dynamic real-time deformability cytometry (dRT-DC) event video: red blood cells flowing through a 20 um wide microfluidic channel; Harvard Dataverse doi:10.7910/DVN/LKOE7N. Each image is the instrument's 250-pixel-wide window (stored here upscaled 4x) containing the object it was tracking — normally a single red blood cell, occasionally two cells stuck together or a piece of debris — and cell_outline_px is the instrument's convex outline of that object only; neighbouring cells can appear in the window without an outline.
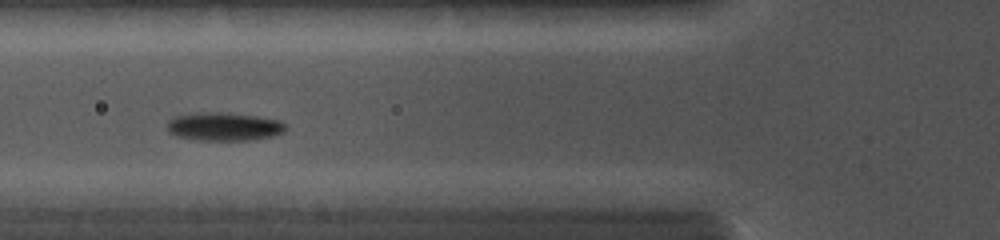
{"species": "common noctule bat (a hibernating species)", "species_latin": "Nyctalus noctula", "temperature_condition": "cold", "stored_images_in_passage": 25, "camera_frame_rate_fps": 5000, "um_per_image_px": 0.085, "animal": {"sex": "female", "body_mass_g": 19.0, "forearm_length_mm": 56.7}, "frame": {"image": 1, "passage_image": 9, "time_ms": 3.8, "image_size_px": [1000, 240], "cell_outline_px": [[288, 128], [284, 132], [272, 136], [252, 140], [200, 140], [176, 136], [168, 132], [168, 120], [172, 116], [196, 112], [220, 112], [256, 116], [280, 120], [288, 124]], "centroid_in_image_um": [19.05, 10.75], "position_along_channel_um": 106.7, "area_um2": 19.83}}
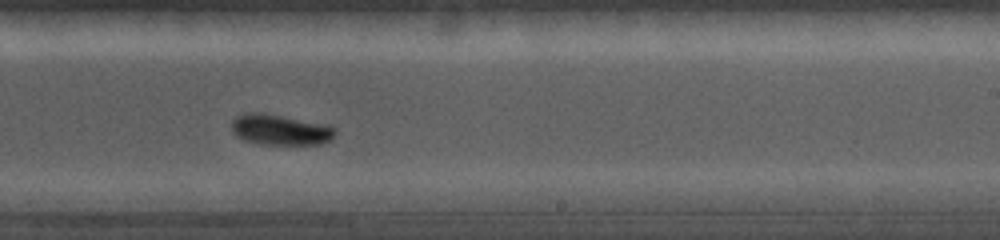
{"frame": {"image": 2, "passage_image": 16, "time_ms": 7.4, "image_size_px": [1000, 240], "cell_outline_px": [[336, 132], [328, 140], [320, 144], [260, 144], [244, 140], [236, 136], [232, 132], [232, 120], [236, 116], [248, 112], [260, 112], [328, 124], [336, 128]], "centroid_in_image_um": [23.8, 11.01], "position_along_channel_um": 265.2, "area_um2": 18.5}}
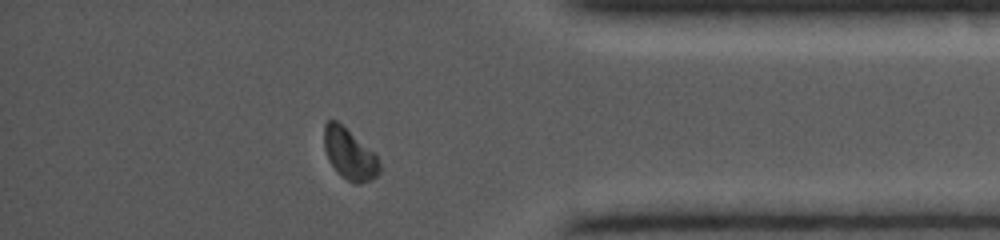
{"frame": {"image": 3, "passage_image": 23, "time_ms": 10.8, "image_size_px": [1000, 240], "cell_outline_px": [[380, 172], [372, 180], [356, 184], [352, 184], [340, 176], [328, 160], [324, 148], [324, 124], [328, 120], [336, 120], [376, 152], [380, 164]], "centroid_in_image_um": [29.72, 13.11], "position_along_channel_um": 405.5, "area_um2": 16.82}}